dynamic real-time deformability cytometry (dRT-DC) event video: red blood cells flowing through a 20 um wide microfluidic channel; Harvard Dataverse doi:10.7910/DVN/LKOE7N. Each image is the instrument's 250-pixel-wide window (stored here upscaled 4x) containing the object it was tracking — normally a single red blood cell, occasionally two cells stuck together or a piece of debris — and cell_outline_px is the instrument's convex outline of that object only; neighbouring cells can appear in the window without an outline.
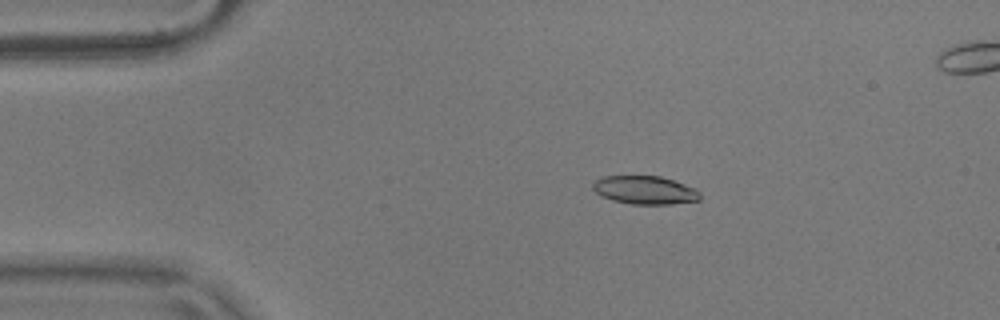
{"species": "common noctule bat (a hibernating species)", "species_latin": "Nyctalus noctula", "temperature_condition": "warm", "stored_images_in_passage": 56, "camera_frame_rate_fps": 3000, "um_per_image_px": 0.085, "animal": {"sex": "male", "body_mass_g": 17.9}, "frame": {"image": 1, "passage_image": 10, "time_ms": 3.0, "image_size_px": [1000, 320], "cell_outline_px": [[700, 200], [672, 204], [632, 204], [612, 200], [600, 196], [592, 188], [592, 184], [596, 180], [604, 176], [660, 176], [684, 184], [700, 192]], "centroid_in_image_um": [54.79, 16.16], "position_along_channel_um": 30.2, "area_um2": 17.57}}
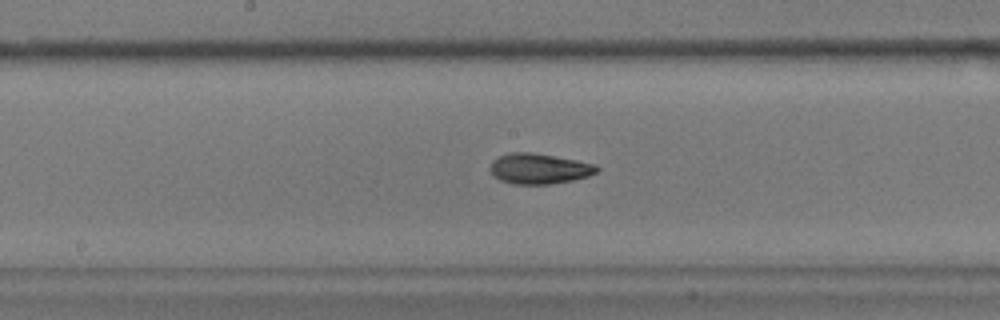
{"frame": {"image": 2, "passage_image": 28, "time_ms": 9.0, "image_size_px": [1000, 320], "cell_outline_px": [[600, 168], [596, 172], [588, 176], [572, 180], [548, 184], [512, 184], [500, 180], [488, 168], [492, 160], [508, 152], [532, 152], [576, 160], [596, 164]], "centroid_in_image_um": [45.81, 14.33], "position_along_channel_um": 202.4, "area_um2": 18.9}}
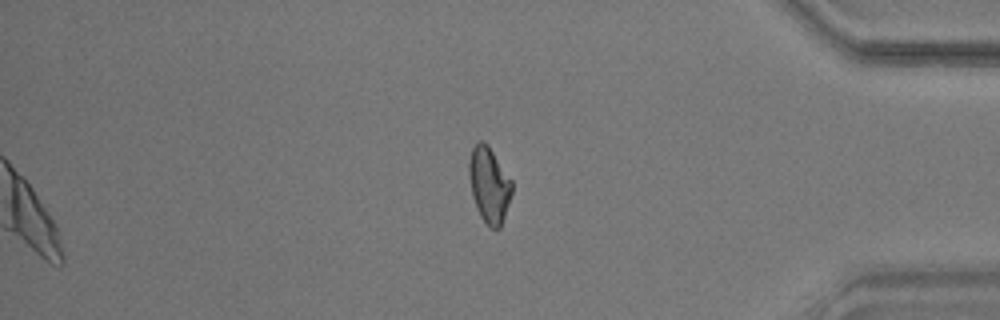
{"frame": {"image": 3, "passage_image": 46, "time_ms": 15.0, "image_size_px": [1000, 320], "cell_outline_px": [[512, 192], [500, 228], [492, 228], [480, 216], [476, 208], [472, 196], [468, 176], [468, 160], [472, 148], [480, 140], [484, 140], [488, 144], [512, 180]], "centroid_in_image_um": [41.55, 15.66], "position_along_channel_um": 393.6, "area_um2": 18.96}, "authors_computed_cell_mechanics": {"area_um2": 18.6983, "velocity_mm_per_s": 3.6664, "shape_relaxation_time_tau1_ms": 11.1773, "shape_relaxation_time_tau2_ms": 2.7415, "deformation_change_tau1": 0.254, "deformation_change_tau2": 0.0913}}